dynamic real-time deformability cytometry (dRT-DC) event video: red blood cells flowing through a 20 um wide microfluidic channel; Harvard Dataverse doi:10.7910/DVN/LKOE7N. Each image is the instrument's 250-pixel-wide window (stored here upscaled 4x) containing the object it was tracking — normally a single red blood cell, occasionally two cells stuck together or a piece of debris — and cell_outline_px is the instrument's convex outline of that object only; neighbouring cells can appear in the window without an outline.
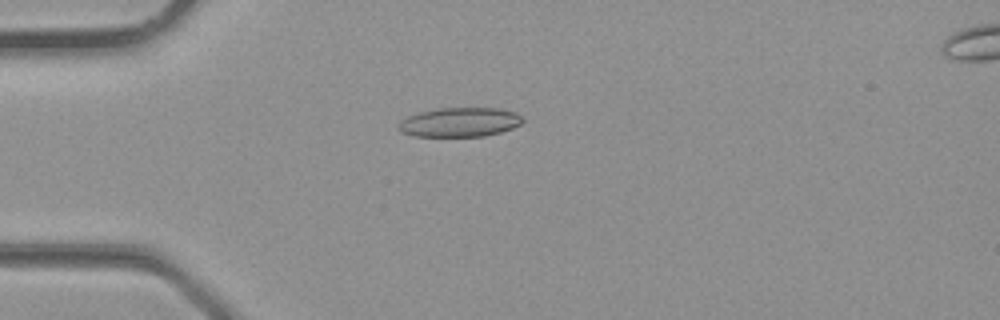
{"species": "common noctule bat (a hibernating species)", "species_latin": "Nyctalus noctula", "temperature_condition": "room temperature", "stored_images_in_passage": 25, "camera_frame_rate_fps": 3000, "um_per_image_px": 0.085, "animal": {"sex": "male", "body_mass_g": 23.1, "forearm_length_mm": 52.7}, "frame": {"image": 1, "passage_image": 1, "time_ms": 0.0, "image_size_px": [1000, 320], "cell_outline_px": [[524, 120], [520, 124], [512, 128], [500, 132], [484, 136], [412, 136], [400, 132], [396, 128], [400, 120], [408, 116], [420, 112], [436, 108], [500, 108], [516, 112]], "centroid_in_image_um": [39.04, 10.38], "position_along_channel_um": 46.0, "area_um2": 21.33}}
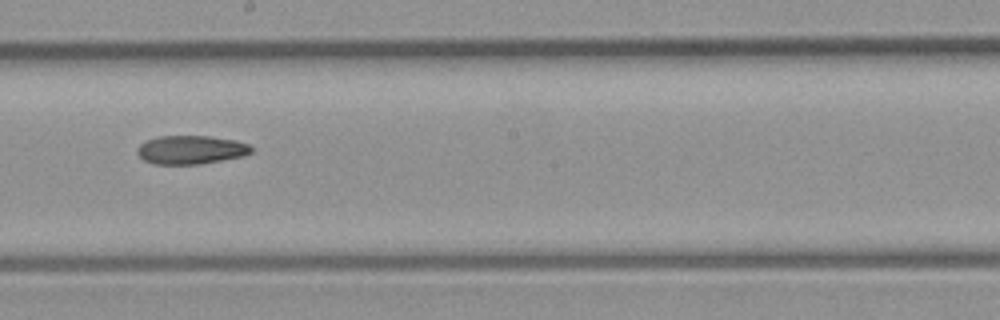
{"frame": {"image": 2, "passage_image": 11, "time_ms": 3.333, "image_size_px": [1000, 320], "cell_outline_px": [[252, 152], [244, 156], [200, 164], [156, 164], [144, 160], [136, 152], [136, 148], [140, 144], [156, 136], [208, 136], [236, 140], [248, 144], [252, 148]], "centroid_in_image_um": [16.23, 12.73], "position_along_channel_um": 232.0, "area_um2": 19.02}}
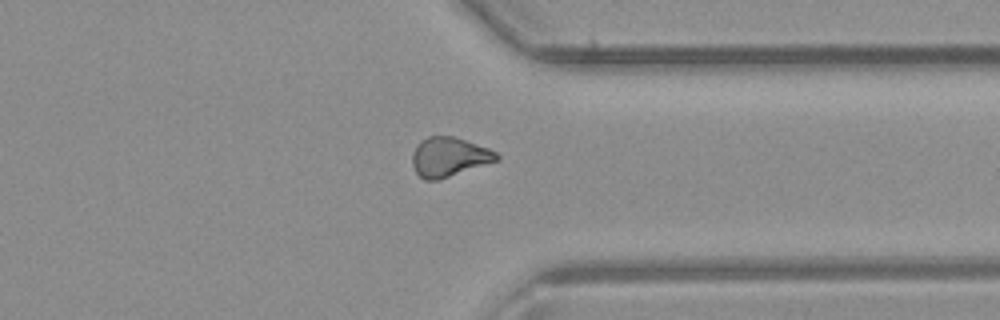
{"frame": {"image": 3, "passage_image": 18, "time_ms": 5.667, "image_size_px": [1000, 320], "cell_outline_px": [[500, 160], [440, 180], [424, 180], [416, 172], [412, 164], [412, 152], [416, 144], [420, 140], [428, 136], [452, 136], [488, 148], [496, 152], [500, 156]], "centroid_in_image_um": [38.16, 13.35], "position_along_channel_um": 373.2, "area_um2": 19.54}}